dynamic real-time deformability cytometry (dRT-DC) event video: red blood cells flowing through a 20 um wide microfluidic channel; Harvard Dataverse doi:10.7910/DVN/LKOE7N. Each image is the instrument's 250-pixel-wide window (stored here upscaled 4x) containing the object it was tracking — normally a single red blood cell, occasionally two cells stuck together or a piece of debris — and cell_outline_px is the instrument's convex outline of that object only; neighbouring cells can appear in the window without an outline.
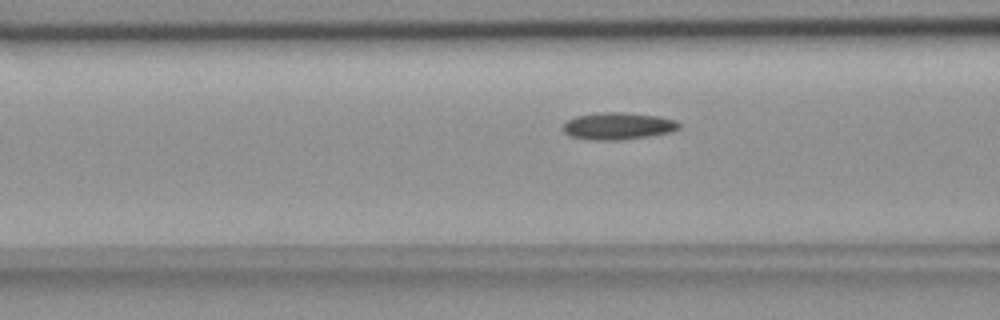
{"species": "common noctule bat (a hibernating species)", "species_latin": "Nyctalus noctula", "temperature_condition": "room temperature", "stored_images_in_passage": 56, "camera_frame_rate_fps": 3000, "um_per_image_px": 0.085, "animal": {"sex": "female", "body_mass_g": 18.4}, "frame": {"image": 1, "passage_image": 22, "time_ms": 7.0, "image_size_px": [1000, 320], "cell_outline_px": [[680, 128], [672, 132], [648, 136], [620, 140], [592, 140], [568, 136], [564, 132], [564, 124], [568, 120], [576, 116], [600, 112], [624, 112], [660, 116], [676, 120], [680, 124]], "centroid_in_image_um": [52.55, 10.71], "position_along_channel_um": 114.0, "area_um2": 18.44}}
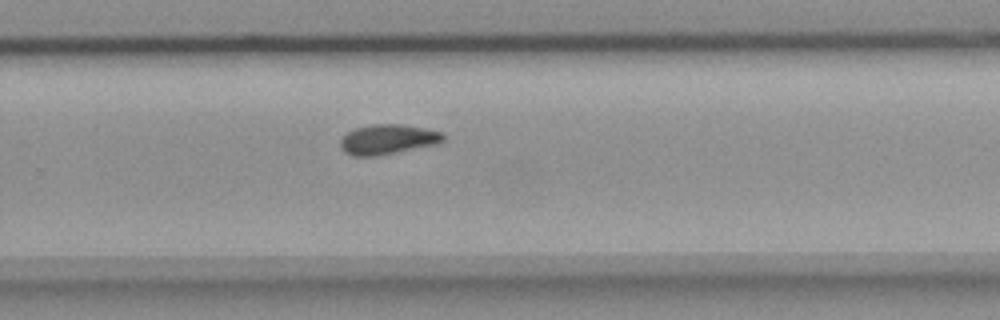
{"frame": {"image": 2, "passage_image": 37, "time_ms": 12.0, "image_size_px": [1000, 320], "cell_outline_px": [[444, 140], [436, 144], [376, 156], [352, 156], [344, 152], [340, 148], [340, 140], [348, 132], [356, 128], [372, 124], [400, 124], [424, 128], [440, 132], [444, 136]], "centroid_in_image_um": [32.92, 11.85], "position_along_channel_um": 296.9, "area_um2": 17.74}}
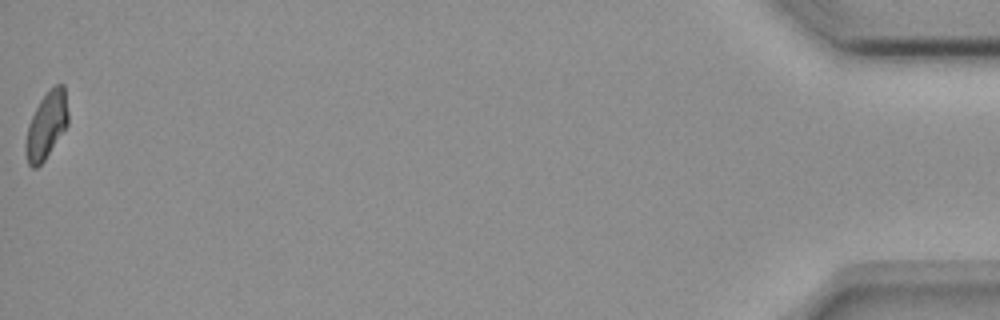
{"frame": {"image": 3, "passage_image": 56, "time_ms": 18.333, "image_size_px": [1000, 320], "cell_outline_px": [[68, 124], [44, 160], [36, 168], [32, 168], [28, 164], [24, 152], [24, 144], [28, 124], [40, 100], [56, 84], [64, 84], [68, 112]], "centroid_in_image_um": [3.93, 10.68], "position_along_channel_um": 431.3, "area_um2": 16.42}, "authors_computed_cell_mechanics": {"area_um2": 17.2533, "velocity_mm_per_s": 3.6706, "shape_relaxation_time_tau1_ms": 10.4824, "shape_relaxation_time_tau2_ms": null, "deformation_change_tau1": 0.1817, "deformation_change_tau2": null}}